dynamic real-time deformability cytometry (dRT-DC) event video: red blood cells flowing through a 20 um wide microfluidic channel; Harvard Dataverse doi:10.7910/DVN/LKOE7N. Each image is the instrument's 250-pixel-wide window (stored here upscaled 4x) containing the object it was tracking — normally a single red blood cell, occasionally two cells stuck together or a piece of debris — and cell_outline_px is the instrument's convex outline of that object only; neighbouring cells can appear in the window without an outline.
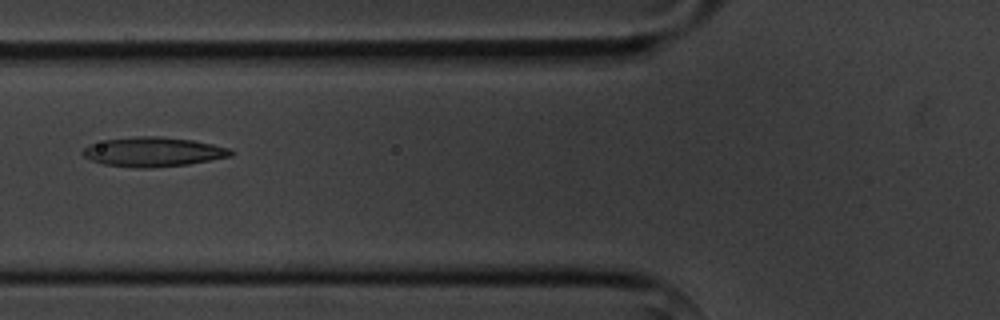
{"species": "common noctule bat (a hibernating species)", "species_latin": "Nyctalus noctula", "temperature_condition": "cold", "stored_images_in_passage": 6, "camera_frame_rate_fps": 3000, "um_per_image_px": 0.085, "animal": {"sex": "male", "body_mass_g": 20.1, "forearm_length_mm": 53.5}, "frame": {"image": 1, "passage_image": 6, "time_ms": 5.667, "image_size_px": [1000, 320], "cell_outline_px": [[236, 152], [232, 156], [188, 164], [152, 168], [132, 168], [104, 164], [92, 160], [84, 156], [80, 152], [88, 144], [104, 140], [136, 136], [160, 136], [192, 140], [212, 144], [228, 148]], "centroid_in_image_um": [13.01, 12.91], "position_along_channel_um": 112.8, "area_um2": 25.55}}